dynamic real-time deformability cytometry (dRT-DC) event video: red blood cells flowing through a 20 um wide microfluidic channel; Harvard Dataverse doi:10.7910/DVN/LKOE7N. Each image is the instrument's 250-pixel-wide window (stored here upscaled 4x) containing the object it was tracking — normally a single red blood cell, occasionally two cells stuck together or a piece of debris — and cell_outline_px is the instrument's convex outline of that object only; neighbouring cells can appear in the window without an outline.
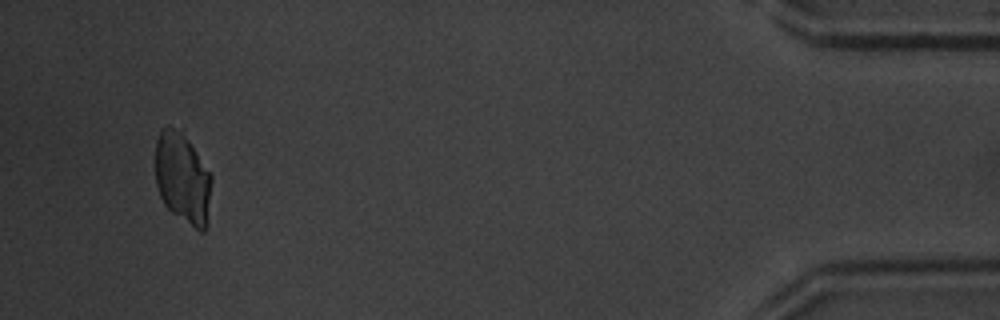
{"species": "common noctule bat (a hibernating species)", "species_latin": "Nyctalus noctula", "temperature_condition": "warm", "stored_images_in_passage": 38, "camera_frame_rate_fps": 3000, "um_per_image_px": 0.085, "animal": {"sex": "male", "body_mass_g": 20.1, "forearm_length_mm": 53.5}, "frame": {"image": 1, "passage_image": 36, "time_ms": 11.667, "image_size_px": [1000, 320], "cell_outline_px": [[212, 180], [208, 224], [204, 232], [200, 232], [172, 212], [164, 204], [160, 196], [156, 184], [156, 140], [160, 132], [168, 124], [184, 128], [212, 176]], "centroid_in_image_um": [15.55, 15.08], "position_along_channel_um": 419.6, "area_um2": 30.69}}